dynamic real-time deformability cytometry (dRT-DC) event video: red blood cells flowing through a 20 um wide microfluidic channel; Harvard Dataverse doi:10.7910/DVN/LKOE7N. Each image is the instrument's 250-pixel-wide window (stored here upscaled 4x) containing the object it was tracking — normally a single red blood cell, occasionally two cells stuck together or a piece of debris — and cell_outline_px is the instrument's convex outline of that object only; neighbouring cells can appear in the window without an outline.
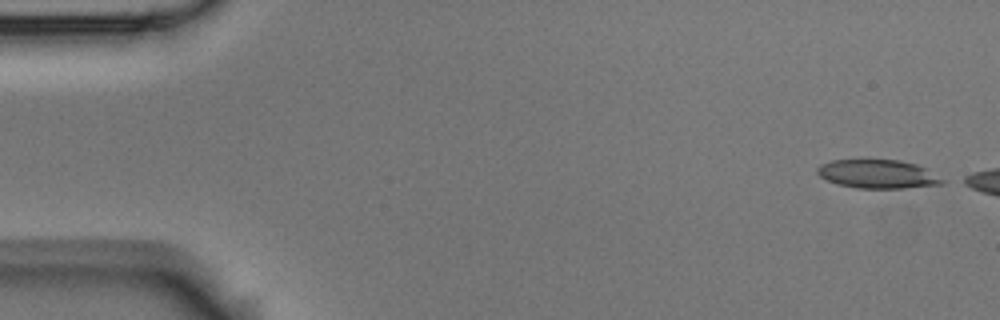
{"species": "Egyptian fruit bat (a non-hibernating species)", "species_latin": "Rousettus aegyptiacus", "temperature_condition": "room temperature", "stored_images_in_passage": 2, "segment_of_instrument_passage": [2, 2], "camera_frame_rate_fps": 3000, "um_per_image_px": 0.085, "animal": {"sex": "male"}, "frame": {"image": 1, "passage_image": 2, "time_ms": 0.333, "image_size_px": [1000, 320], "cell_outline_px": [[948, 180], [944, 184], [904, 188], [856, 188], [836, 184], [820, 176], [816, 172], [816, 168], [820, 164], [832, 160], [900, 160], [916, 164]], "centroid_in_image_um": [74.63, 14.8], "position_along_channel_um": 10.4, "area_um2": 20.98}}